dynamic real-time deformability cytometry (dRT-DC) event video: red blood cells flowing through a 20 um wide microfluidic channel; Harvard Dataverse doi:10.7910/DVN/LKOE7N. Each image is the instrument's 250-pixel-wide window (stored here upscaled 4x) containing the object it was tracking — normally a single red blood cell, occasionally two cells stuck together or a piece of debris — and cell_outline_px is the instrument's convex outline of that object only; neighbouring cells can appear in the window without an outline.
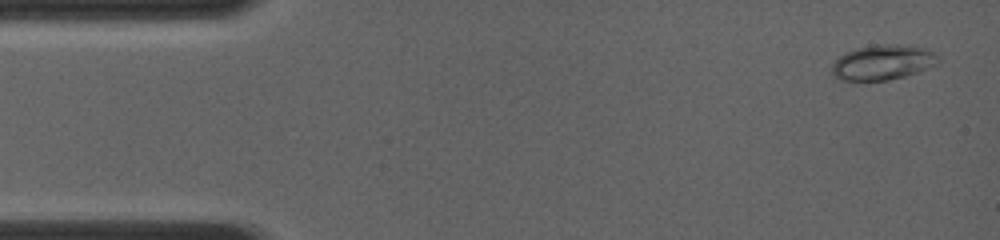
{"species": "common noctule bat (a hibernating species)", "species_latin": "Nyctalus noctula", "temperature_condition": "room temperature", "stored_images_in_passage": 11, "camera_frame_rate_fps": 4000, "um_per_image_px": 0.085, "animal": {"sex": "female", "body_mass_g": 19.0, "forearm_length_mm": 56.7}, "frame": {"image": 1, "passage_image": 2, "time_ms": 0.25, "image_size_px": [1000, 240], "cell_outline_px": [[940, 64], [904, 76], [888, 80], [844, 80], [832, 76], [832, 64], [844, 52], [856, 48], [880, 44], [908, 44], [928, 48], [940, 56]], "centroid_in_image_um": [75.1, 5.28], "position_along_channel_um": 9.9, "area_um2": 22.02}}